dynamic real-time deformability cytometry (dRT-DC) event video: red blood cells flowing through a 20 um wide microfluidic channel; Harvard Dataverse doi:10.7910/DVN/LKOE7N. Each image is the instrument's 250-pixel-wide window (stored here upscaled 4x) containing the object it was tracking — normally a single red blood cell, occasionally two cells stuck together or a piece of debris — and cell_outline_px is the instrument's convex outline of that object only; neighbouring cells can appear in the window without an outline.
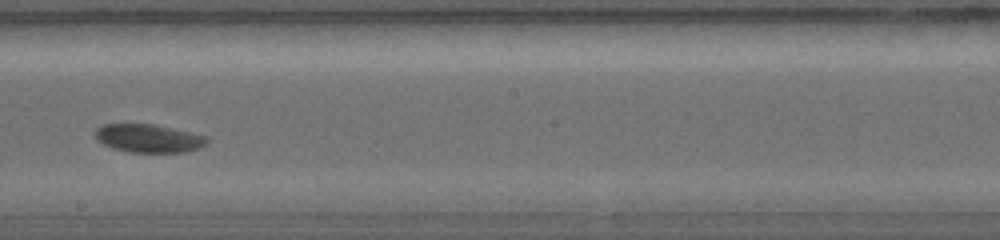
{"species": "common noctule bat (a hibernating species)", "species_latin": "Nyctalus noctula", "temperature_condition": "warm", "stored_images_in_passage": 21, "camera_frame_rate_fps": 5000, "um_per_image_px": 0.085, "animal": {"sex": "female", "body_mass_g": 19.0, "forearm_length_mm": 56.7}, "frame": {"image": 1, "passage_image": 12, "time_ms": 5.0, "image_size_px": [1000, 240], "cell_outline_px": [[208, 144], [200, 148], [188, 152], [128, 152], [112, 148], [96, 140], [92, 132], [96, 128], [104, 124], [156, 124], [208, 136]], "centroid_in_image_um": [12.63, 11.75], "position_along_channel_um": 235.6, "area_um2": 18.79}}